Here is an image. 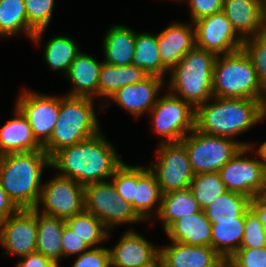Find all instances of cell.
Segmentation results:
<instances>
[{"label":"cell","mask_w":266,"mask_h":267,"mask_svg":"<svg viewBox=\"0 0 266 267\" xmlns=\"http://www.w3.org/2000/svg\"><path fill=\"white\" fill-rule=\"evenodd\" d=\"M105 138L100 131L80 143L62 148L50 158V168L83 186L110 179L124 161Z\"/></svg>","instance_id":"1"},{"label":"cell","mask_w":266,"mask_h":267,"mask_svg":"<svg viewBox=\"0 0 266 267\" xmlns=\"http://www.w3.org/2000/svg\"><path fill=\"white\" fill-rule=\"evenodd\" d=\"M265 119L266 107L259 100L213 96L195 108L194 128L236 140V136Z\"/></svg>","instance_id":"2"},{"label":"cell","mask_w":266,"mask_h":267,"mask_svg":"<svg viewBox=\"0 0 266 267\" xmlns=\"http://www.w3.org/2000/svg\"><path fill=\"white\" fill-rule=\"evenodd\" d=\"M50 169V157L43 150L0 156V182L19 209L37 207L43 171Z\"/></svg>","instance_id":"3"},{"label":"cell","mask_w":266,"mask_h":267,"mask_svg":"<svg viewBox=\"0 0 266 267\" xmlns=\"http://www.w3.org/2000/svg\"><path fill=\"white\" fill-rule=\"evenodd\" d=\"M216 58V54L195 47L170 71L165 87L195 109L213 97L212 79Z\"/></svg>","instance_id":"4"},{"label":"cell","mask_w":266,"mask_h":267,"mask_svg":"<svg viewBox=\"0 0 266 267\" xmlns=\"http://www.w3.org/2000/svg\"><path fill=\"white\" fill-rule=\"evenodd\" d=\"M94 98L60 96V111L50 140L43 150L51 158L57 151L80 143L101 130Z\"/></svg>","instance_id":"5"},{"label":"cell","mask_w":266,"mask_h":267,"mask_svg":"<svg viewBox=\"0 0 266 267\" xmlns=\"http://www.w3.org/2000/svg\"><path fill=\"white\" fill-rule=\"evenodd\" d=\"M212 88L214 97L254 99L266 107V92L259 83L252 60L243 48L217 56Z\"/></svg>","instance_id":"6"},{"label":"cell","mask_w":266,"mask_h":267,"mask_svg":"<svg viewBox=\"0 0 266 267\" xmlns=\"http://www.w3.org/2000/svg\"><path fill=\"white\" fill-rule=\"evenodd\" d=\"M186 148L193 172H219L242 147L253 146L248 142L232 138L209 135L195 128L181 141Z\"/></svg>","instance_id":"7"},{"label":"cell","mask_w":266,"mask_h":267,"mask_svg":"<svg viewBox=\"0 0 266 267\" xmlns=\"http://www.w3.org/2000/svg\"><path fill=\"white\" fill-rule=\"evenodd\" d=\"M85 211L96 216L111 232L121 224L144 222L132 205L119 196L109 179L84 186Z\"/></svg>","instance_id":"8"},{"label":"cell","mask_w":266,"mask_h":267,"mask_svg":"<svg viewBox=\"0 0 266 267\" xmlns=\"http://www.w3.org/2000/svg\"><path fill=\"white\" fill-rule=\"evenodd\" d=\"M159 96L149 115L152 117V130L162 137L161 143L180 142L194 129L195 109L183 99L172 94Z\"/></svg>","instance_id":"9"},{"label":"cell","mask_w":266,"mask_h":267,"mask_svg":"<svg viewBox=\"0 0 266 267\" xmlns=\"http://www.w3.org/2000/svg\"><path fill=\"white\" fill-rule=\"evenodd\" d=\"M249 152L252 155L254 153L253 158L247 157ZM219 174L227 191L238 192L246 195L250 199L260 197L264 194L266 188V171L260 153L257 149H252V146L242 147L219 170Z\"/></svg>","instance_id":"10"},{"label":"cell","mask_w":266,"mask_h":267,"mask_svg":"<svg viewBox=\"0 0 266 267\" xmlns=\"http://www.w3.org/2000/svg\"><path fill=\"white\" fill-rule=\"evenodd\" d=\"M156 160L148 168L154 173L163 194L190 186L195 173L181 142L159 144Z\"/></svg>","instance_id":"11"},{"label":"cell","mask_w":266,"mask_h":267,"mask_svg":"<svg viewBox=\"0 0 266 267\" xmlns=\"http://www.w3.org/2000/svg\"><path fill=\"white\" fill-rule=\"evenodd\" d=\"M36 209L63 220L80 214L85 210L84 186L71 178L56 175L42 185Z\"/></svg>","instance_id":"12"},{"label":"cell","mask_w":266,"mask_h":267,"mask_svg":"<svg viewBox=\"0 0 266 267\" xmlns=\"http://www.w3.org/2000/svg\"><path fill=\"white\" fill-rule=\"evenodd\" d=\"M37 92L24 88L17 96L15 106L25 116L34 138L43 147L50 140L54 126L58 122L60 96Z\"/></svg>","instance_id":"13"},{"label":"cell","mask_w":266,"mask_h":267,"mask_svg":"<svg viewBox=\"0 0 266 267\" xmlns=\"http://www.w3.org/2000/svg\"><path fill=\"white\" fill-rule=\"evenodd\" d=\"M37 209H19L15 214L0 221V245L5 255L19 258L36 252Z\"/></svg>","instance_id":"14"},{"label":"cell","mask_w":266,"mask_h":267,"mask_svg":"<svg viewBox=\"0 0 266 267\" xmlns=\"http://www.w3.org/2000/svg\"><path fill=\"white\" fill-rule=\"evenodd\" d=\"M196 47L214 54L224 55L243 48L244 40L233 29L223 11L193 22Z\"/></svg>","instance_id":"15"},{"label":"cell","mask_w":266,"mask_h":267,"mask_svg":"<svg viewBox=\"0 0 266 267\" xmlns=\"http://www.w3.org/2000/svg\"><path fill=\"white\" fill-rule=\"evenodd\" d=\"M109 251L111 267H144L160 257V247H155L132 228L126 229Z\"/></svg>","instance_id":"16"},{"label":"cell","mask_w":266,"mask_h":267,"mask_svg":"<svg viewBox=\"0 0 266 267\" xmlns=\"http://www.w3.org/2000/svg\"><path fill=\"white\" fill-rule=\"evenodd\" d=\"M166 80L156 75H149L142 82L126 85L119 89L109 101L117 103L133 117L147 114L156 105L159 92L166 88Z\"/></svg>","instance_id":"17"},{"label":"cell","mask_w":266,"mask_h":267,"mask_svg":"<svg viewBox=\"0 0 266 267\" xmlns=\"http://www.w3.org/2000/svg\"><path fill=\"white\" fill-rule=\"evenodd\" d=\"M163 66L170 72L190 50L196 47L195 27L191 22H172L157 34Z\"/></svg>","instance_id":"18"},{"label":"cell","mask_w":266,"mask_h":267,"mask_svg":"<svg viewBox=\"0 0 266 267\" xmlns=\"http://www.w3.org/2000/svg\"><path fill=\"white\" fill-rule=\"evenodd\" d=\"M170 242V245L160 247L163 267H221L226 263V260L212 246Z\"/></svg>","instance_id":"19"},{"label":"cell","mask_w":266,"mask_h":267,"mask_svg":"<svg viewBox=\"0 0 266 267\" xmlns=\"http://www.w3.org/2000/svg\"><path fill=\"white\" fill-rule=\"evenodd\" d=\"M222 11L243 40L263 33L264 0H224Z\"/></svg>","instance_id":"20"},{"label":"cell","mask_w":266,"mask_h":267,"mask_svg":"<svg viewBox=\"0 0 266 267\" xmlns=\"http://www.w3.org/2000/svg\"><path fill=\"white\" fill-rule=\"evenodd\" d=\"M102 64L103 61H98L91 54L80 51L65 76L73 84L66 95L97 98Z\"/></svg>","instance_id":"21"},{"label":"cell","mask_w":266,"mask_h":267,"mask_svg":"<svg viewBox=\"0 0 266 267\" xmlns=\"http://www.w3.org/2000/svg\"><path fill=\"white\" fill-rule=\"evenodd\" d=\"M14 108V117L0 127V156L43 149L34 138L25 116L16 106Z\"/></svg>","instance_id":"22"},{"label":"cell","mask_w":266,"mask_h":267,"mask_svg":"<svg viewBox=\"0 0 266 267\" xmlns=\"http://www.w3.org/2000/svg\"><path fill=\"white\" fill-rule=\"evenodd\" d=\"M170 241L188 245L211 246L212 223L204 210L185 215L173 222L166 230Z\"/></svg>","instance_id":"23"},{"label":"cell","mask_w":266,"mask_h":267,"mask_svg":"<svg viewBox=\"0 0 266 267\" xmlns=\"http://www.w3.org/2000/svg\"><path fill=\"white\" fill-rule=\"evenodd\" d=\"M103 62L109 65H131L135 52V31L126 25H112L103 38Z\"/></svg>","instance_id":"24"},{"label":"cell","mask_w":266,"mask_h":267,"mask_svg":"<svg viewBox=\"0 0 266 267\" xmlns=\"http://www.w3.org/2000/svg\"><path fill=\"white\" fill-rule=\"evenodd\" d=\"M162 191L154 173L147 167L137 165V186L134 192V210L145 222L156 218L162 201ZM155 212V213H154Z\"/></svg>","instance_id":"25"},{"label":"cell","mask_w":266,"mask_h":267,"mask_svg":"<svg viewBox=\"0 0 266 267\" xmlns=\"http://www.w3.org/2000/svg\"><path fill=\"white\" fill-rule=\"evenodd\" d=\"M143 69L135 65L117 66L109 65L103 62L100 69L98 83V98L107 100L111 98L119 89L126 85L142 82L147 78Z\"/></svg>","instance_id":"26"},{"label":"cell","mask_w":266,"mask_h":267,"mask_svg":"<svg viewBox=\"0 0 266 267\" xmlns=\"http://www.w3.org/2000/svg\"><path fill=\"white\" fill-rule=\"evenodd\" d=\"M65 220L37 211L36 252L50 258L59 267L62 258L61 238Z\"/></svg>","instance_id":"27"},{"label":"cell","mask_w":266,"mask_h":267,"mask_svg":"<svg viewBox=\"0 0 266 267\" xmlns=\"http://www.w3.org/2000/svg\"><path fill=\"white\" fill-rule=\"evenodd\" d=\"M198 201L190 188L175 190L162 195V201L157 219L161 221L165 231L173 222L185 215L200 212Z\"/></svg>","instance_id":"28"},{"label":"cell","mask_w":266,"mask_h":267,"mask_svg":"<svg viewBox=\"0 0 266 267\" xmlns=\"http://www.w3.org/2000/svg\"><path fill=\"white\" fill-rule=\"evenodd\" d=\"M211 246L226 261L240 248L244 235L245 213L236 221H210Z\"/></svg>","instance_id":"29"},{"label":"cell","mask_w":266,"mask_h":267,"mask_svg":"<svg viewBox=\"0 0 266 267\" xmlns=\"http://www.w3.org/2000/svg\"><path fill=\"white\" fill-rule=\"evenodd\" d=\"M132 65L143 69L149 75H156L163 79L167 78L166 75L170 72L161 62L157 34L135 32V52Z\"/></svg>","instance_id":"30"},{"label":"cell","mask_w":266,"mask_h":267,"mask_svg":"<svg viewBox=\"0 0 266 267\" xmlns=\"http://www.w3.org/2000/svg\"><path fill=\"white\" fill-rule=\"evenodd\" d=\"M68 35H57L49 38L43 47V57L46 65L53 71L68 73L72 62L80 52L77 41Z\"/></svg>","instance_id":"31"},{"label":"cell","mask_w":266,"mask_h":267,"mask_svg":"<svg viewBox=\"0 0 266 267\" xmlns=\"http://www.w3.org/2000/svg\"><path fill=\"white\" fill-rule=\"evenodd\" d=\"M25 32L32 39L36 32L29 24L24 0H0V38Z\"/></svg>","instance_id":"32"},{"label":"cell","mask_w":266,"mask_h":267,"mask_svg":"<svg viewBox=\"0 0 266 267\" xmlns=\"http://www.w3.org/2000/svg\"><path fill=\"white\" fill-rule=\"evenodd\" d=\"M250 208V198L227 191L215 199L204 211L210 221H236Z\"/></svg>","instance_id":"33"},{"label":"cell","mask_w":266,"mask_h":267,"mask_svg":"<svg viewBox=\"0 0 266 267\" xmlns=\"http://www.w3.org/2000/svg\"><path fill=\"white\" fill-rule=\"evenodd\" d=\"M76 235H78L90 248L100 247L99 244L110 238V231L93 214L83 211L65 220Z\"/></svg>","instance_id":"34"},{"label":"cell","mask_w":266,"mask_h":267,"mask_svg":"<svg viewBox=\"0 0 266 267\" xmlns=\"http://www.w3.org/2000/svg\"><path fill=\"white\" fill-rule=\"evenodd\" d=\"M189 188L202 210L227 192L219 172L196 174Z\"/></svg>","instance_id":"35"},{"label":"cell","mask_w":266,"mask_h":267,"mask_svg":"<svg viewBox=\"0 0 266 267\" xmlns=\"http://www.w3.org/2000/svg\"><path fill=\"white\" fill-rule=\"evenodd\" d=\"M24 2L28 24L36 31L31 40L38 44L51 22L55 0H24Z\"/></svg>","instance_id":"36"},{"label":"cell","mask_w":266,"mask_h":267,"mask_svg":"<svg viewBox=\"0 0 266 267\" xmlns=\"http://www.w3.org/2000/svg\"><path fill=\"white\" fill-rule=\"evenodd\" d=\"M243 50L252 60L259 83L266 92V34L244 39Z\"/></svg>","instance_id":"37"},{"label":"cell","mask_w":266,"mask_h":267,"mask_svg":"<svg viewBox=\"0 0 266 267\" xmlns=\"http://www.w3.org/2000/svg\"><path fill=\"white\" fill-rule=\"evenodd\" d=\"M117 193L134 209V192L137 186V165H129L125 161L115 170L110 178Z\"/></svg>","instance_id":"38"},{"label":"cell","mask_w":266,"mask_h":267,"mask_svg":"<svg viewBox=\"0 0 266 267\" xmlns=\"http://www.w3.org/2000/svg\"><path fill=\"white\" fill-rule=\"evenodd\" d=\"M266 246L263 225L255 212L249 208L245 212L244 235L240 248H261Z\"/></svg>","instance_id":"39"},{"label":"cell","mask_w":266,"mask_h":267,"mask_svg":"<svg viewBox=\"0 0 266 267\" xmlns=\"http://www.w3.org/2000/svg\"><path fill=\"white\" fill-rule=\"evenodd\" d=\"M226 262L231 267H266V246L239 248Z\"/></svg>","instance_id":"40"},{"label":"cell","mask_w":266,"mask_h":267,"mask_svg":"<svg viewBox=\"0 0 266 267\" xmlns=\"http://www.w3.org/2000/svg\"><path fill=\"white\" fill-rule=\"evenodd\" d=\"M76 257L77 259L71 267H111L108 247L90 248Z\"/></svg>","instance_id":"41"},{"label":"cell","mask_w":266,"mask_h":267,"mask_svg":"<svg viewBox=\"0 0 266 267\" xmlns=\"http://www.w3.org/2000/svg\"><path fill=\"white\" fill-rule=\"evenodd\" d=\"M62 244V258L73 255H80L83 252L90 249V247L85 243L76 233L64 224L63 234L61 238Z\"/></svg>","instance_id":"42"},{"label":"cell","mask_w":266,"mask_h":267,"mask_svg":"<svg viewBox=\"0 0 266 267\" xmlns=\"http://www.w3.org/2000/svg\"><path fill=\"white\" fill-rule=\"evenodd\" d=\"M189 5L190 21L193 23L203 17L222 11L224 0H185Z\"/></svg>","instance_id":"43"},{"label":"cell","mask_w":266,"mask_h":267,"mask_svg":"<svg viewBox=\"0 0 266 267\" xmlns=\"http://www.w3.org/2000/svg\"><path fill=\"white\" fill-rule=\"evenodd\" d=\"M21 259L17 262L16 267H59L50 258L39 252L30 253Z\"/></svg>","instance_id":"44"},{"label":"cell","mask_w":266,"mask_h":267,"mask_svg":"<svg viewBox=\"0 0 266 267\" xmlns=\"http://www.w3.org/2000/svg\"><path fill=\"white\" fill-rule=\"evenodd\" d=\"M18 210L19 208L4 191L0 182V221L15 214Z\"/></svg>","instance_id":"45"},{"label":"cell","mask_w":266,"mask_h":267,"mask_svg":"<svg viewBox=\"0 0 266 267\" xmlns=\"http://www.w3.org/2000/svg\"><path fill=\"white\" fill-rule=\"evenodd\" d=\"M250 208L255 212L261 221L266 235V199L262 196L250 199Z\"/></svg>","instance_id":"46"},{"label":"cell","mask_w":266,"mask_h":267,"mask_svg":"<svg viewBox=\"0 0 266 267\" xmlns=\"http://www.w3.org/2000/svg\"><path fill=\"white\" fill-rule=\"evenodd\" d=\"M258 150V152L260 153L261 157H262V161L264 163V168L266 171V140L259 145V148H256Z\"/></svg>","instance_id":"47"},{"label":"cell","mask_w":266,"mask_h":267,"mask_svg":"<svg viewBox=\"0 0 266 267\" xmlns=\"http://www.w3.org/2000/svg\"><path fill=\"white\" fill-rule=\"evenodd\" d=\"M144 267H163V263L161 261V258L159 257L155 262L151 263L148 266H144Z\"/></svg>","instance_id":"48"},{"label":"cell","mask_w":266,"mask_h":267,"mask_svg":"<svg viewBox=\"0 0 266 267\" xmlns=\"http://www.w3.org/2000/svg\"><path fill=\"white\" fill-rule=\"evenodd\" d=\"M263 33L266 34V16H264V29H263Z\"/></svg>","instance_id":"49"},{"label":"cell","mask_w":266,"mask_h":267,"mask_svg":"<svg viewBox=\"0 0 266 267\" xmlns=\"http://www.w3.org/2000/svg\"><path fill=\"white\" fill-rule=\"evenodd\" d=\"M264 16H266V0H264Z\"/></svg>","instance_id":"50"},{"label":"cell","mask_w":266,"mask_h":267,"mask_svg":"<svg viewBox=\"0 0 266 267\" xmlns=\"http://www.w3.org/2000/svg\"><path fill=\"white\" fill-rule=\"evenodd\" d=\"M221 267H231V266L226 262Z\"/></svg>","instance_id":"51"},{"label":"cell","mask_w":266,"mask_h":267,"mask_svg":"<svg viewBox=\"0 0 266 267\" xmlns=\"http://www.w3.org/2000/svg\"><path fill=\"white\" fill-rule=\"evenodd\" d=\"M262 197H263L264 199H266V188H265V191H264V194L262 195Z\"/></svg>","instance_id":"52"},{"label":"cell","mask_w":266,"mask_h":267,"mask_svg":"<svg viewBox=\"0 0 266 267\" xmlns=\"http://www.w3.org/2000/svg\"><path fill=\"white\" fill-rule=\"evenodd\" d=\"M172 1H174V0H172ZM175 1H179L180 3L183 1V2H185V0H175Z\"/></svg>","instance_id":"53"}]
</instances>
